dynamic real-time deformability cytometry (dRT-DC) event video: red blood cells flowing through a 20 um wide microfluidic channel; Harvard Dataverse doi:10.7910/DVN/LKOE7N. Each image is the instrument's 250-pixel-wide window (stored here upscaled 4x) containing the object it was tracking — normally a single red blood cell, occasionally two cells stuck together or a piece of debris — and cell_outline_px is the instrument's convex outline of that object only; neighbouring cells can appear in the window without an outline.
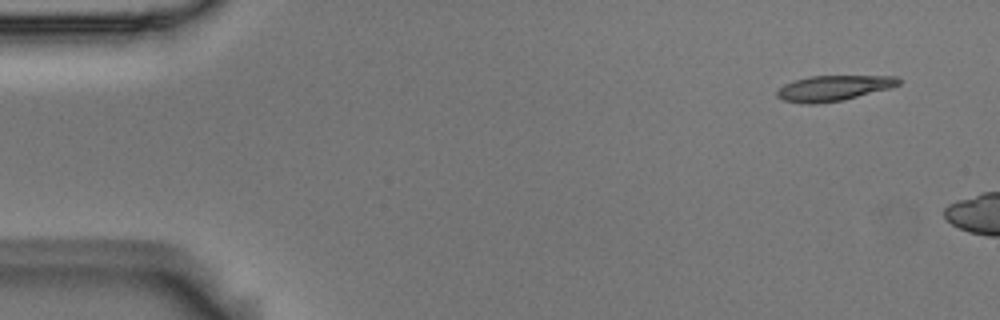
{"species": "Egyptian fruit bat (a non-hibernating species)", "species_latin": "Rousettus aegyptiacus", "temperature_condition": "room temperature", "stored_images_in_passage": 3, "camera_frame_rate_fps": 3000, "um_per_image_px": 0.085, "animal": {"sex": "male"}, "frame": {"image": 1, "passage_image": 1, "time_ms": 0.0, "image_size_px": [1000, 320], "cell_outline_px": [[900, 84], [892, 88], [840, 100], [816, 104], [808, 104], [784, 100], [776, 96], [776, 92], [784, 84], [796, 80], [812, 76], [896, 76], [900, 80]], "centroid_in_image_um": [70.87, 7.48], "position_along_channel_um": 14.1, "area_um2": 17.74}}